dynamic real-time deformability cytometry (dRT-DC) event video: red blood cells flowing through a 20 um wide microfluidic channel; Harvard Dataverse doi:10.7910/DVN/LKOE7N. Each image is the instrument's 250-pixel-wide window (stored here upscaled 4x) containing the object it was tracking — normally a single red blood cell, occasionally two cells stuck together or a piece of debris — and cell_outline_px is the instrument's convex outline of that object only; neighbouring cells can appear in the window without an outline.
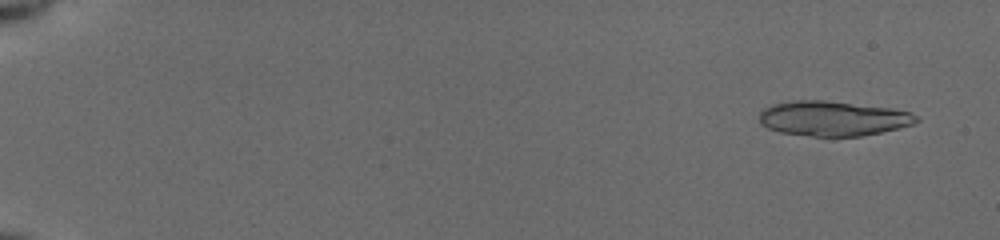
{"species": "common noctule bat (a hibernating species)", "species_latin": "Nyctalus noctula", "temperature_condition": "cold", "stored_images_in_passage": 55, "camera_frame_rate_fps": 3000, "um_per_image_px": 0.085, "animal": {"sex": "female", "body_mass_g": 19.5, "forearm_length_mm": 54.1}, "frame": {"image": 1, "passage_image": 4, "time_ms": 1.0, "image_size_px": [1000, 240], "cell_outline_px": [[920, 120], [912, 124], [900, 128], [860, 136], [812, 136], [780, 132], [768, 128], [760, 124], [760, 112], [764, 108], [772, 104], [792, 100], [824, 100], [888, 108], [912, 112], [920, 116]], "centroid_in_image_um": [70.81, 10.06], "position_along_channel_um": 14.2, "area_um2": 31.91}}
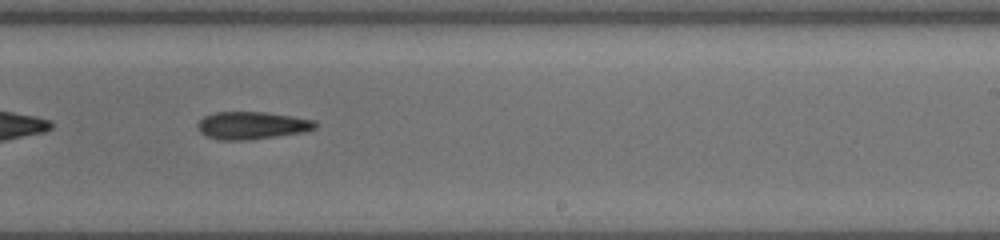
{"frame": {"image": 2, "passage_image": 37, "time_ms": 12.0, "image_size_px": [1000, 240], "cell_outline_px": [[316, 128], [300, 132], [276, 136], [244, 140], [220, 140], [208, 136], [200, 132], [196, 128], [196, 124], [204, 116], [216, 112], [264, 112], [316, 120]], "centroid_in_image_um": [21.37, 10.65], "position_along_channel_um": 267.6, "area_um2": 18.67}}
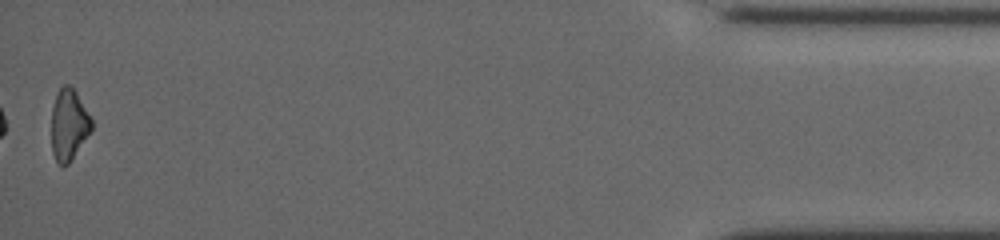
{"frame": {"image": 3, "passage_image": 55, "time_ms": 18.0, "image_size_px": [1000, 240], "cell_outline_px": [[92, 128], [72, 160], [64, 168], [56, 164], [52, 152], [52, 108], [56, 96], [60, 88], [64, 84], [68, 84], [76, 92], [92, 120]], "centroid_in_image_um": [5.83, 10.66], "position_along_channel_um": 429.4, "area_um2": 16.59}, "authors_computed_cell_mechanics": {"area_um2": 19.8832, "velocity_mm_per_s": 3.9367, "shape_relaxation_time_tau1_ms": 2.3778, "shape_relaxation_time_tau2_ms": null, "deformation_change_tau1": 0.1165, "deformation_change_tau2": null}}